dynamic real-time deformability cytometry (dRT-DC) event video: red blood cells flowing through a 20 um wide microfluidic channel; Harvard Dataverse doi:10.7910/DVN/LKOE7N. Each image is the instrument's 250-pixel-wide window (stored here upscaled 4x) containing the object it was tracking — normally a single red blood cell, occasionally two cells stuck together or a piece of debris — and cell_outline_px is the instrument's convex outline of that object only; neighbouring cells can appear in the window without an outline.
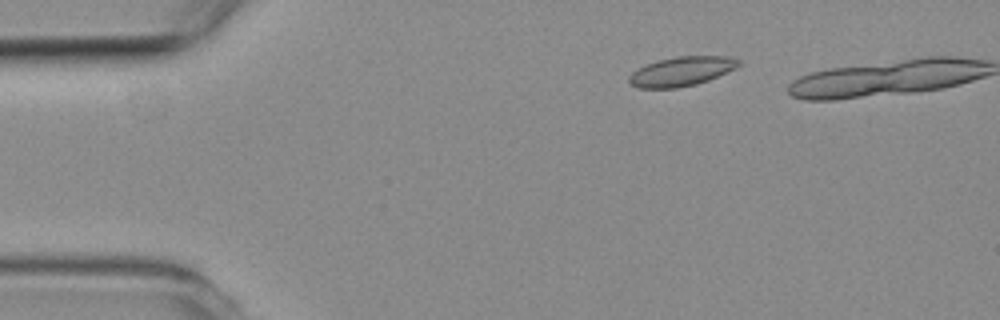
{"species": "common noctule bat (a hibernating species)", "species_latin": "Nyctalus noctula", "temperature_condition": "room temperature", "stored_images_in_passage": 6, "camera_frame_rate_fps": 3000, "um_per_image_px": 0.085, "animal": {"sex": "female", "body_mass_g": 19.3, "forearm_length_mm": 54.1}, "frame": {"image": 1, "passage_image": 2, "time_ms": 1.333, "image_size_px": [1000, 320], "cell_outline_px": [[740, 64], [736, 68], [708, 80], [696, 84], [676, 88], [640, 88], [632, 84], [628, 80], [628, 76], [632, 72], [648, 64], [660, 60], [680, 56], [728, 56], [740, 60]], "centroid_in_image_um": [57.95, 6.07], "position_along_channel_um": 27.1, "area_um2": 18.44}}
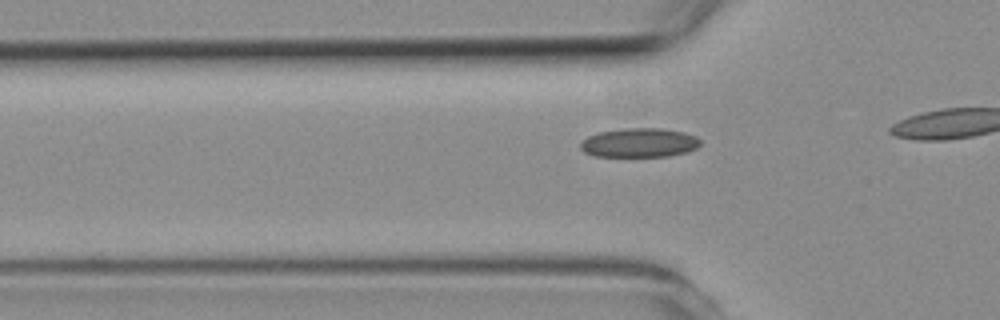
{"frame": {"image": 2, "passage_image": 6, "time_ms": 5.667, "image_size_px": [1000, 320], "cell_outline_px": [[700, 144], [696, 148], [688, 152], [668, 156], [592, 156], [584, 152], [580, 148], [580, 144], [588, 136], [600, 132], [628, 128], [660, 128], [684, 132], [696, 136], [700, 140]], "centroid_in_image_um": [54.36, 12.13], "position_along_channel_um": 71.4, "area_um2": 20.29}}